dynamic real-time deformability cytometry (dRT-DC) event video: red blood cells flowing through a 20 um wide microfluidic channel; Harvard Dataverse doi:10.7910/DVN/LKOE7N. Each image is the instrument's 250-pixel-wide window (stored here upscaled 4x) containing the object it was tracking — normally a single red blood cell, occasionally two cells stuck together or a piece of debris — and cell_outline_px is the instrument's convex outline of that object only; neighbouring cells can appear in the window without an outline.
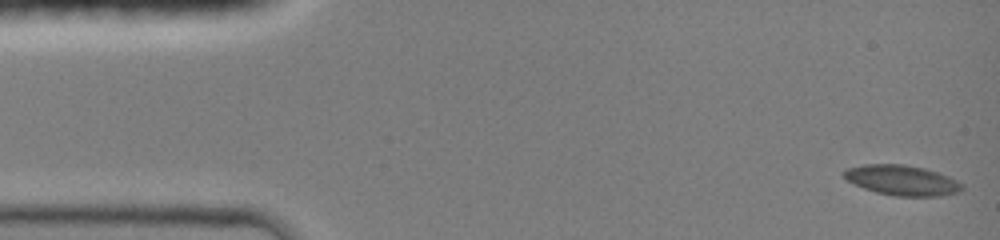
{"species": "common noctule bat (a hibernating species)", "species_latin": "Nyctalus noctula", "temperature_condition": "room temperature", "stored_images_in_passage": 46, "camera_frame_rate_fps": 3000, "um_per_image_px": 0.085, "animal": {"sex": "female", "body_mass_g": 19.0, "forearm_length_mm": 51.5}, "frame": {"image": 1, "passage_image": 1, "time_ms": 0.0, "image_size_px": [1000, 240], "cell_outline_px": [[960, 188], [956, 192], [940, 196], [896, 196], [876, 192], [864, 188], [848, 180], [844, 176], [844, 172], [848, 168], [864, 164], [904, 164], [924, 168], [948, 176], [956, 180], [960, 184]], "centroid_in_image_um": [76.64, 15.31], "position_along_channel_um": 8.4, "area_um2": 20.29}}
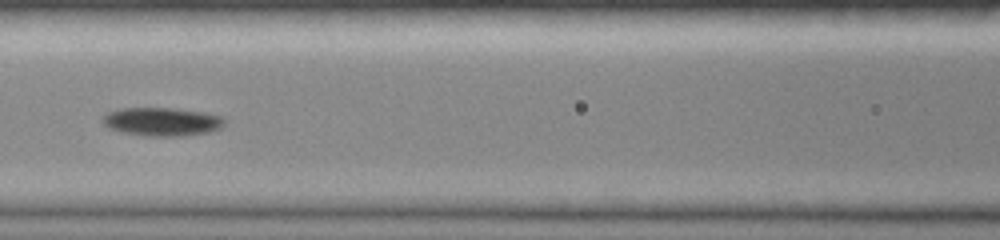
{"frame": {"image": 2, "passage_image": 20, "time_ms": 6.333, "image_size_px": [1000, 240], "cell_outline_px": [[224, 124], [220, 128], [208, 132], [188, 136], [152, 136], [124, 132], [112, 128], [104, 124], [104, 116], [108, 112], [124, 108], [168, 108], [204, 112], [220, 116], [224, 120]], "centroid_in_image_um": [13.82, 10.34], "position_along_channel_um": 152.8, "area_um2": 19.77}}
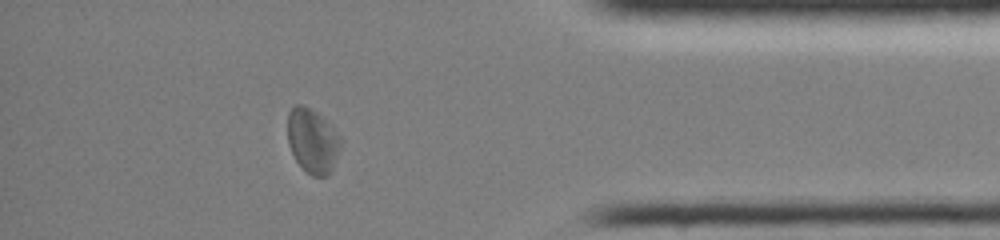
{"frame": {"image": 3, "passage_image": 40, "time_ms": 13.0, "image_size_px": [1000, 240], "cell_outline_px": [[340, 148], [332, 168], [328, 176], [312, 176], [296, 160], [288, 144], [288, 112], [296, 104], [300, 104], [316, 112], [340, 136]], "centroid_in_image_um": [26.55, 11.97], "position_along_channel_um": 408.7, "area_um2": 19.42}, "authors_computed_cell_mechanics": {"area_um2": 19.5364, "velocity_mm_per_s": 4.118, "shape_relaxation_time_tau1_ms": 5.3311, "shape_relaxation_time_tau2_ms": null, "deformation_change_tau1": 0.1376, "deformation_change_tau2": null}}